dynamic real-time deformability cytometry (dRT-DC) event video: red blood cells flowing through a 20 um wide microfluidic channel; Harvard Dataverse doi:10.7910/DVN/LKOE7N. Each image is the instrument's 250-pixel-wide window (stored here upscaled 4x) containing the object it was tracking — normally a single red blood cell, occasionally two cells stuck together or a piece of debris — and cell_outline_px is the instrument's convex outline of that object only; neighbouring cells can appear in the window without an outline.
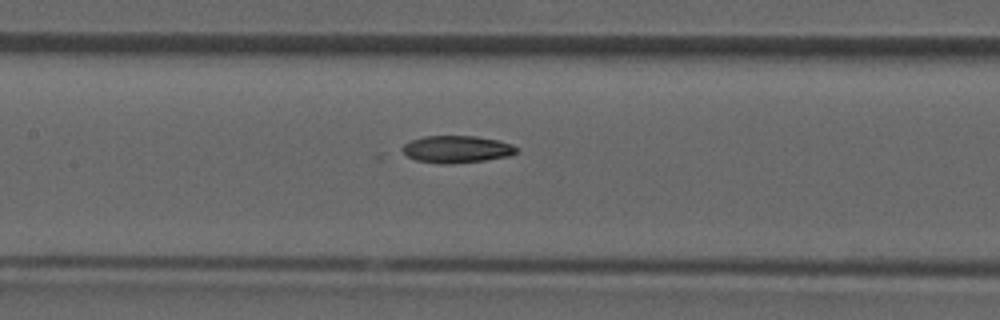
{"species": "common noctule bat (a hibernating species)", "species_latin": "Nyctalus noctula", "temperature_condition": "room temperature", "stored_images_in_passage": 32, "camera_frame_rate_fps": 3000, "um_per_image_px": 0.085, "animal": {"sex": "male", "forearm_length_mm": 52.5}, "frame": {"image": 1, "passage_image": 12, "time_ms": 3.667, "image_size_px": [1000, 320], "cell_outline_px": [[520, 148], [516, 152], [508, 156], [484, 160], [444, 164], [440, 164], [416, 160], [408, 156], [400, 148], [404, 144], [412, 140], [424, 136], [476, 136], [496, 140], [512, 144]], "centroid_in_image_um": [38.82, 12.68], "position_along_channel_um": 168.6, "area_um2": 17.92}}